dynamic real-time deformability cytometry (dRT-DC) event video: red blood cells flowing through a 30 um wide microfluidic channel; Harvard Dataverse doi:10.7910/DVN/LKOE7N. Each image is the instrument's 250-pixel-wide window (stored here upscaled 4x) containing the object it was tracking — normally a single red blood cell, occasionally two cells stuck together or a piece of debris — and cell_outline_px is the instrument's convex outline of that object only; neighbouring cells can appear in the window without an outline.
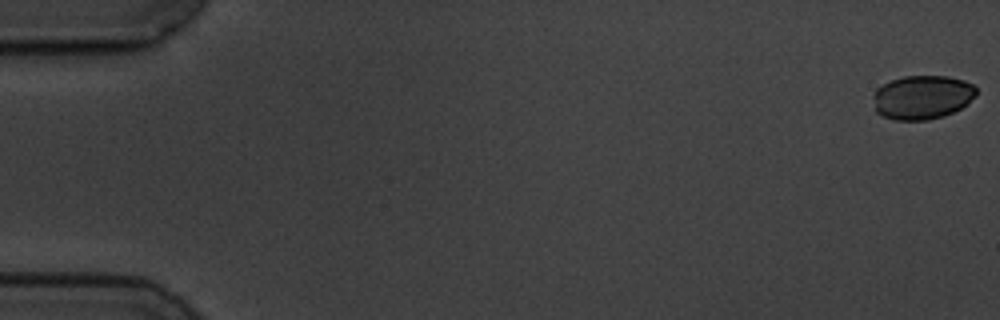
{"species": "common noctule bat (a hibernating species)", "species_latin": "Nyctalus noctula", "temperature_condition": "cold", "stored_images_in_passage": 59, "camera_frame_rate_fps": 3000, "um_per_image_px": 0.085, "animal": {"sex": "male", "body_mass_g": 19.5, "forearm_length_mm": 54.6}, "frame": {"image": 1, "passage_image": 1, "time_ms": 0.0, "image_size_px": [1000, 320], "cell_outline_px": [[976, 96], [968, 104], [944, 116], [928, 120], [892, 120], [876, 112], [872, 96], [876, 88], [892, 80], [904, 76], [948, 76], [964, 80], [972, 84], [976, 88]], "centroid_in_image_um": [78.39, 8.27], "position_along_channel_um": 6.6, "area_um2": 26.59}}
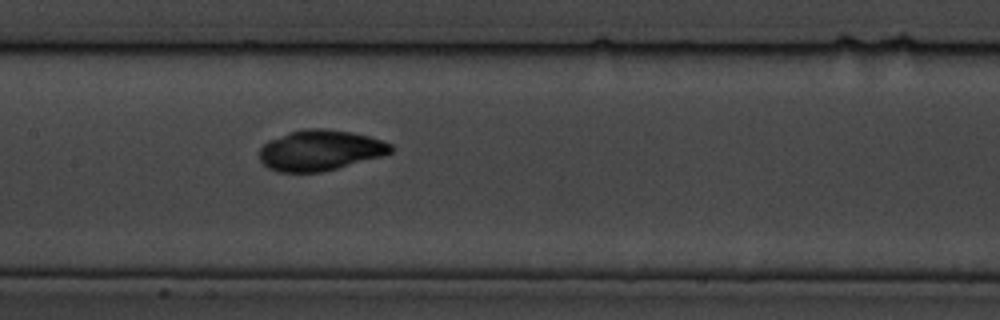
{"frame": {"image": 2, "passage_image": 29, "time_ms": 9.333, "image_size_px": [1000, 320], "cell_outline_px": [[396, 148], [392, 152], [380, 156], [336, 168], [320, 172], [276, 172], [268, 168], [260, 160], [260, 148], [268, 140], [288, 132], [304, 128], [324, 128], [352, 132], [368, 136], [392, 144]], "centroid_in_image_um": [27.19, 12.76], "position_along_channel_um": 180.2, "area_um2": 31.04}}
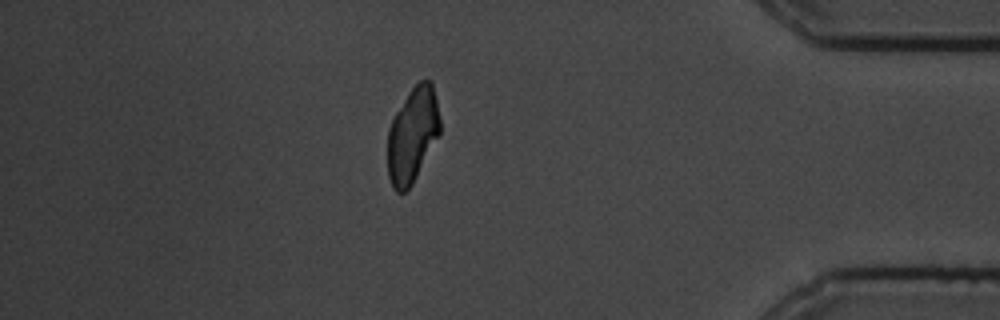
{"frame": {"image": 3, "passage_image": 51, "time_ms": 16.667, "image_size_px": [1000, 320], "cell_outline_px": [[440, 132], [412, 184], [404, 192], [396, 192], [392, 188], [388, 176], [388, 128], [396, 112], [408, 92], [420, 80], [432, 80], [440, 120]], "centroid_in_image_um": [35.05, 11.46], "position_along_channel_um": 400.2, "area_um2": 28.73}}